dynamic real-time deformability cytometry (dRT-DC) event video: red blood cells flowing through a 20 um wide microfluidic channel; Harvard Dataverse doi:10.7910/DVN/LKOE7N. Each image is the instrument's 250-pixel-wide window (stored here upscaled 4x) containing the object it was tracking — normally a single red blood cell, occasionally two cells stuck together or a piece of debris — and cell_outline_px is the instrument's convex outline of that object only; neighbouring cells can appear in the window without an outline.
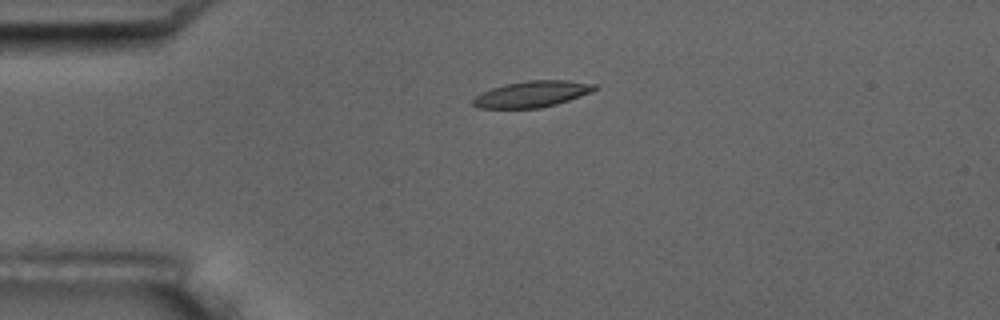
{"species": "common noctule bat (a hibernating species)", "species_latin": "Nyctalus noctula", "temperature_condition": "room temperature", "stored_images_in_passage": 4, "camera_frame_rate_fps": 3000, "um_per_image_px": 0.085, "animal": {"sex": "male", "body_mass_g": 17.5, "forearm_length_mm": 52.3}, "frame": {"image": 1, "passage_image": 2, "time_ms": 1.0, "image_size_px": [1000, 320], "cell_outline_px": [[600, 88], [580, 96], [556, 104], [540, 108], [476, 108], [472, 104], [472, 100], [476, 96], [492, 88], [504, 84], [528, 80], [568, 80], [596, 84]], "centroid_in_image_um": [45.24, 7.99], "position_along_channel_um": 39.8, "area_um2": 18.55}}